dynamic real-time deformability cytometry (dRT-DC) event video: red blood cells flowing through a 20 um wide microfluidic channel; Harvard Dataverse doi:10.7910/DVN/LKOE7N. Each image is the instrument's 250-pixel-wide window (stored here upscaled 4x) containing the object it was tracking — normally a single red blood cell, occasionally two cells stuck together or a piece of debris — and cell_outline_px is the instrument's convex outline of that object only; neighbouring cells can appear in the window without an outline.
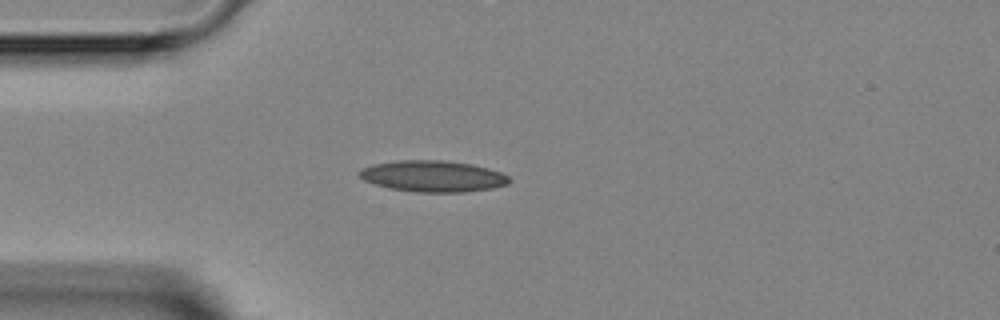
{"species": "Egyptian fruit bat (a non-hibernating species)", "species_latin": "Rousettus aegyptiacus", "temperature_condition": "room temperature", "stored_images_in_passage": 3, "camera_frame_rate_fps": 3000, "um_per_image_px": 0.085, "animal": {"sex": "female"}, "frame": {"image": 1, "passage_image": 2, "time_ms": 1.333, "image_size_px": [1000, 320], "cell_outline_px": [[512, 180], [508, 184], [492, 188], [464, 192], [416, 192], [388, 188], [364, 180], [356, 172], [372, 164], [400, 160], [444, 160], [472, 164], [488, 168], [500, 172], [508, 176]], "centroid_in_image_um": [36.81, 14.97], "position_along_channel_um": 48.2, "area_um2": 27.34}}